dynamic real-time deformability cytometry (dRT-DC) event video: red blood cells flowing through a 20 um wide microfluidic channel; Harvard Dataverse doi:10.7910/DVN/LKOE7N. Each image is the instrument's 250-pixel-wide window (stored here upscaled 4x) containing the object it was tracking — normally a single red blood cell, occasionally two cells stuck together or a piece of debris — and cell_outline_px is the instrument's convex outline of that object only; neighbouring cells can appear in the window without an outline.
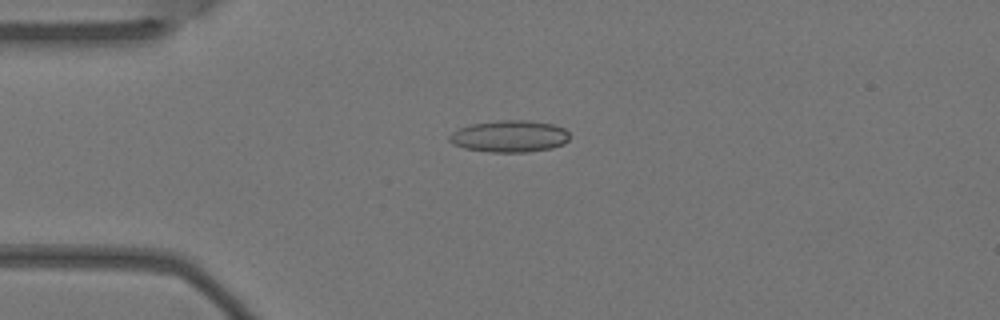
{"species": "Egyptian fruit bat (a non-hibernating species)", "species_latin": "Rousettus aegyptiacus", "temperature_condition": "warm", "stored_images_in_passage": 8, "camera_frame_rate_fps": 3000, "um_per_image_px": 0.085, "animal": {"sex": "female"}, "frame": {"image": 1, "passage_image": 4, "time_ms": 1.0, "image_size_px": [1000, 320], "cell_outline_px": [[568, 140], [564, 144], [552, 148], [528, 152], [488, 152], [464, 148], [452, 144], [448, 140], [448, 136], [452, 132], [460, 128], [472, 124], [500, 120], [528, 120], [552, 124], [564, 128], [568, 132]], "centroid_in_image_um": [43.3, 11.59], "position_along_channel_um": 41.7, "area_um2": 22.37}}
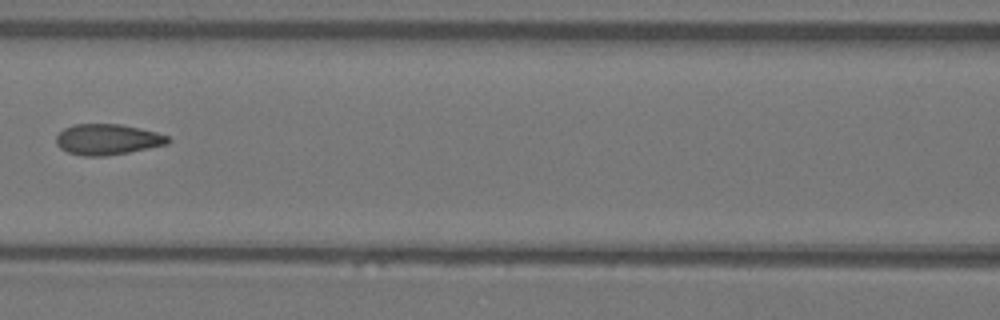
{"frame": {"image": 2, "passage_image": 7, "time_ms": 2.0, "image_size_px": [1000, 320], "cell_outline_px": [[172, 140], [168, 144], [128, 152], [104, 156], [84, 156], [68, 152], [60, 148], [56, 144], [56, 136], [64, 128], [72, 124], [120, 124], [140, 128], [156, 132], [168, 136]], "centroid_in_image_um": [9.13, 11.84], "position_along_channel_um": 157.5, "area_um2": 20.06}}
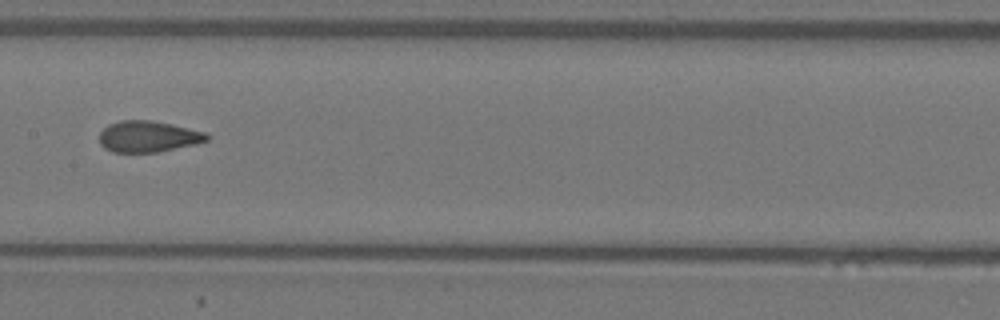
{"frame": {"image": 3, "passage_image": 8, "time_ms": 2.333, "image_size_px": [1000, 320], "cell_outline_px": [[208, 140], [196, 144], [156, 152], [112, 152], [104, 148], [100, 144], [100, 132], [108, 124], [120, 120], [152, 120], [188, 128], [204, 132], [208, 136]], "centroid_in_image_um": [12.55, 11.6], "position_along_channel_um": 194.8, "area_um2": 19.42}}